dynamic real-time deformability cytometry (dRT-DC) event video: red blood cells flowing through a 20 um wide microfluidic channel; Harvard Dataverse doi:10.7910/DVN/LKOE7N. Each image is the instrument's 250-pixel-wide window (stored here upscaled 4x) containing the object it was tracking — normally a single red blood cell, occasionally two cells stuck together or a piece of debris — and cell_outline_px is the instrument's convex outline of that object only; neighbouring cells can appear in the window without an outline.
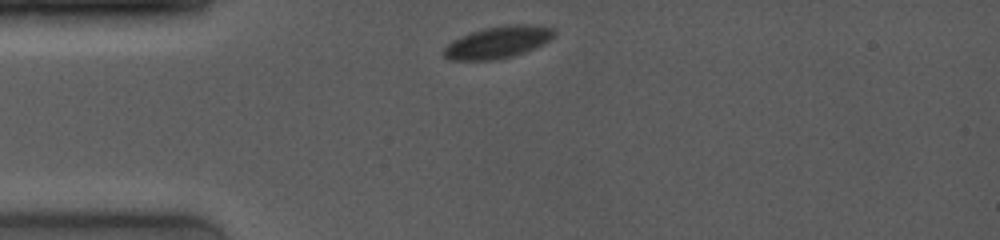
{"species": "common noctule bat (a hibernating species)", "species_latin": "Nyctalus noctula", "temperature_condition": "room temperature", "stored_images_in_passage": 22, "camera_frame_rate_fps": 4000, "um_per_image_px": 0.085, "animal": {"sex": "female", "body_mass_g": 19.0, "forearm_length_mm": 53.3}, "frame": {"image": 1, "passage_image": 1, "time_ms": 0.0, "image_size_px": [1000, 240], "cell_outline_px": [[556, 32], [544, 44], [536, 48], [512, 56], [496, 60], [448, 60], [440, 52], [452, 40], [460, 36], [484, 28], [508, 24], [532, 24], [552, 28]], "centroid_in_image_um": [42.29, 3.59], "position_along_channel_um": 42.7, "area_um2": 20.69}}
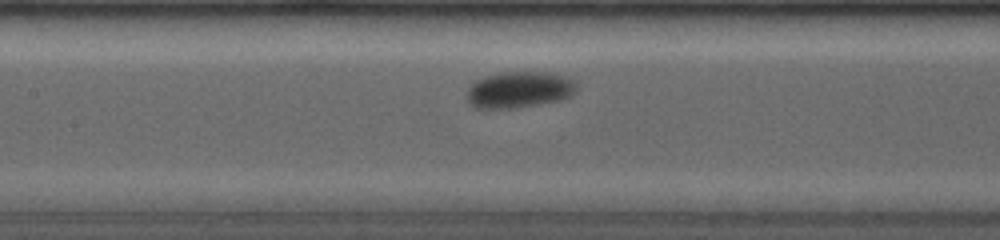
{"frame": {"image": 2, "passage_image": 10, "time_ms": 3.75, "image_size_px": [1000, 240], "cell_outline_px": [[576, 92], [572, 96], [560, 100], [540, 104], [516, 108], [472, 108], [468, 100], [468, 84], [472, 80], [484, 76], [500, 72], [552, 72], [576, 80]], "centroid_in_image_um": [44.13, 7.61], "position_along_channel_um": 163.3, "area_um2": 23.76}}
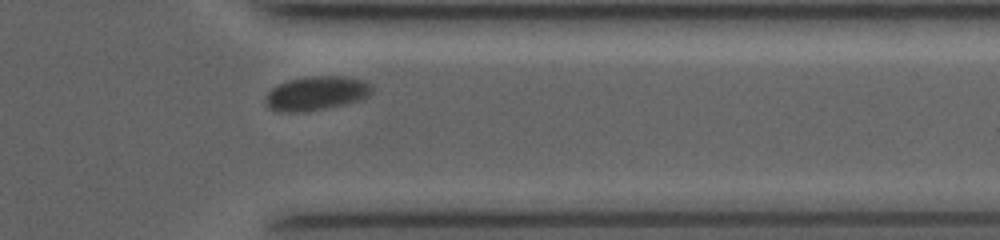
{"frame": {"image": 3, "passage_image": 21, "time_ms": 9.5, "image_size_px": [1000, 240], "cell_outline_px": [[372, 92], [368, 96], [360, 100], [348, 104], [328, 108], [304, 112], [280, 112], [268, 108], [268, 92], [272, 88], [288, 80], [308, 76], [344, 76], [364, 80], [372, 88]], "centroid_in_image_um": [26.93, 7.94], "position_along_channel_um": 384.5, "area_um2": 21.1}}